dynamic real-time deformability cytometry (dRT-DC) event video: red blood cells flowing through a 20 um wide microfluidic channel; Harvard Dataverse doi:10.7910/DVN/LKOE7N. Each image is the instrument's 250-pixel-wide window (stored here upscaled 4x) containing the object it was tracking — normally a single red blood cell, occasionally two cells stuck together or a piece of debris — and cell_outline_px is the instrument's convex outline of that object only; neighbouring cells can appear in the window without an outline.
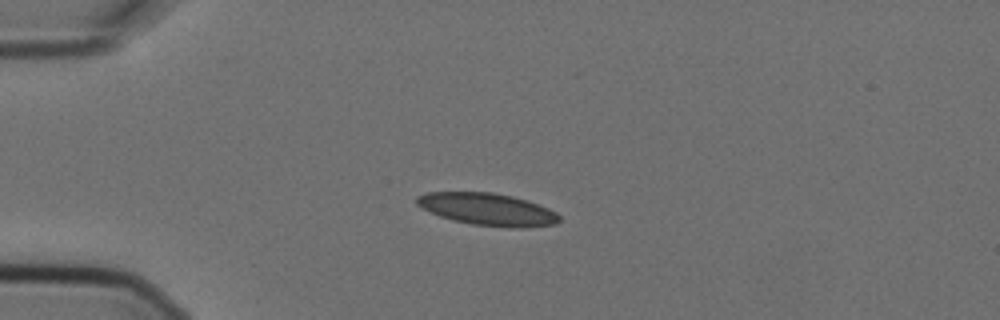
{"species": "Egyptian fruit bat (a non-hibernating species)", "species_latin": "Rousettus aegyptiacus", "temperature_condition": "cold", "stored_images_in_passage": 4, "camera_frame_rate_fps": 3000, "um_per_image_px": 0.085, "animal": {"sex": "female"}, "frame": {"image": 1, "passage_image": 3, "time_ms": 0.667, "image_size_px": [1000, 320], "cell_outline_px": [[560, 220], [556, 224], [520, 228], [508, 228], [472, 224], [452, 220], [428, 212], [416, 204], [416, 196], [428, 192], [492, 192], [512, 196], [528, 200], [548, 208], [556, 212], [560, 216]], "centroid_in_image_um": [41.44, 17.79], "position_along_channel_um": 43.6, "area_um2": 26.99}}